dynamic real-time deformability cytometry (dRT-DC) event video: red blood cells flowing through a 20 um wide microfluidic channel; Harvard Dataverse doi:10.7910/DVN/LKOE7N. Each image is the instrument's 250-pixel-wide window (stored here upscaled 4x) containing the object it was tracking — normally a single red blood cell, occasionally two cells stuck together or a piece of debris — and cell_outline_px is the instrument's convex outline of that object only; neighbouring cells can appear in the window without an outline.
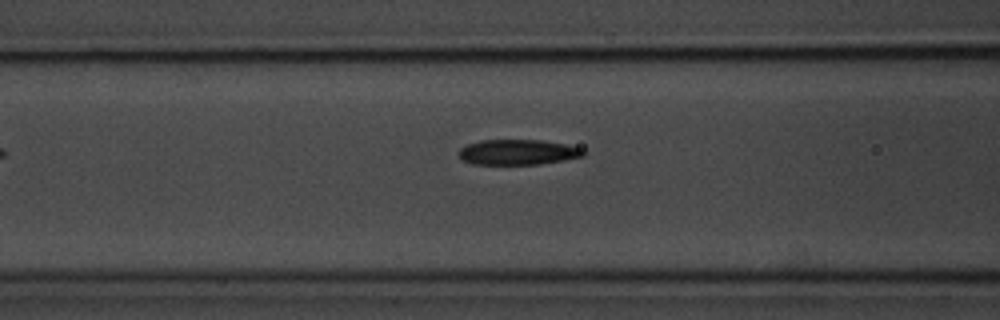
{"species": "common noctule bat (a hibernating species)", "species_latin": "Nyctalus noctula", "temperature_condition": "room temperature", "stored_images_in_passage": 17, "camera_frame_rate_fps": 3000, "um_per_image_px": 0.085, "animal": {"sex": "male", "body_mass_g": 20.1, "forearm_length_mm": 53.5}, "frame": {"image": 1, "passage_image": 8, "time_ms": 2.333, "image_size_px": [1000, 320], "cell_outline_px": [[584, 156], [564, 160], [540, 164], [472, 164], [464, 160], [460, 156], [460, 148], [468, 144], [480, 140], [540, 140], [564, 144], [580, 148], [584, 152]], "centroid_in_image_um": [44.01, 12.93], "position_along_channel_um": 122.6, "area_um2": 18.15}}
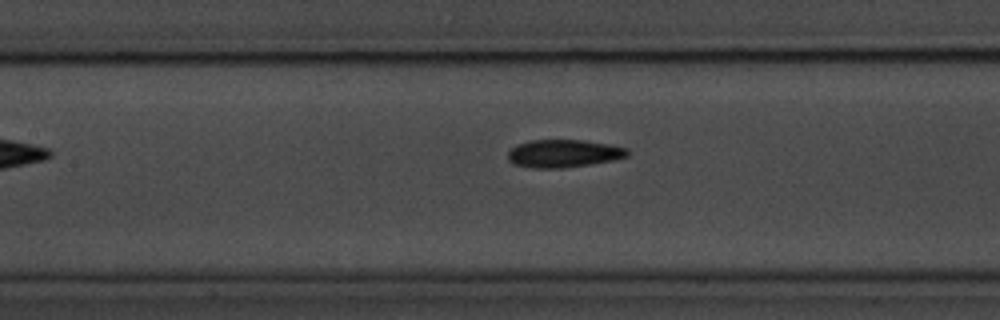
{"frame": {"image": 2, "passage_image": 11, "time_ms": 3.333, "image_size_px": [1000, 320], "cell_outline_px": [[628, 156], [612, 160], [588, 164], [560, 168], [532, 168], [512, 164], [508, 160], [508, 152], [516, 144], [532, 140], [584, 140], [608, 144], [628, 148]], "centroid_in_image_um": [47.87, 13.04], "position_along_channel_um": 159.5, "area_um2": 19.31}}
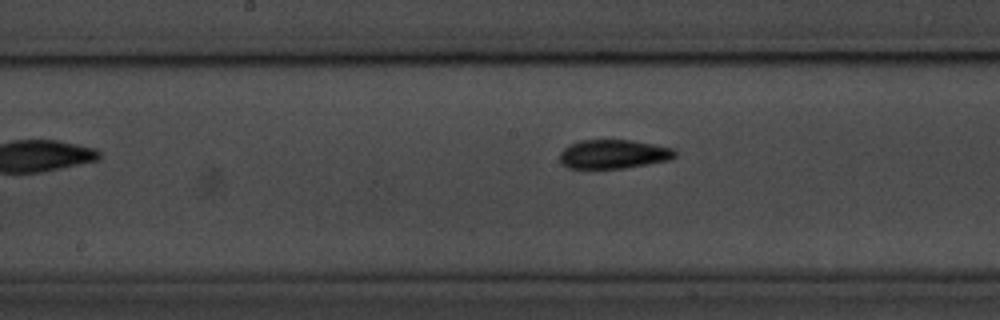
{"frame": {"image": 3, "passage_image": 14, "time_ms": 4.333, "image_size_px": [1000, 320], "cell_outline_px": [[676, 156], [668, 160], [648, 164], [624, 168], [568, 168], [560, 164], [560, 152], [568, 144], [580, 140], [632, 140], [672, 148], [676, 152]], "centroid_in_image_um": [52.1, 13.1], "position_along_channel_um": 196.1, "area_um2": 19.48}}